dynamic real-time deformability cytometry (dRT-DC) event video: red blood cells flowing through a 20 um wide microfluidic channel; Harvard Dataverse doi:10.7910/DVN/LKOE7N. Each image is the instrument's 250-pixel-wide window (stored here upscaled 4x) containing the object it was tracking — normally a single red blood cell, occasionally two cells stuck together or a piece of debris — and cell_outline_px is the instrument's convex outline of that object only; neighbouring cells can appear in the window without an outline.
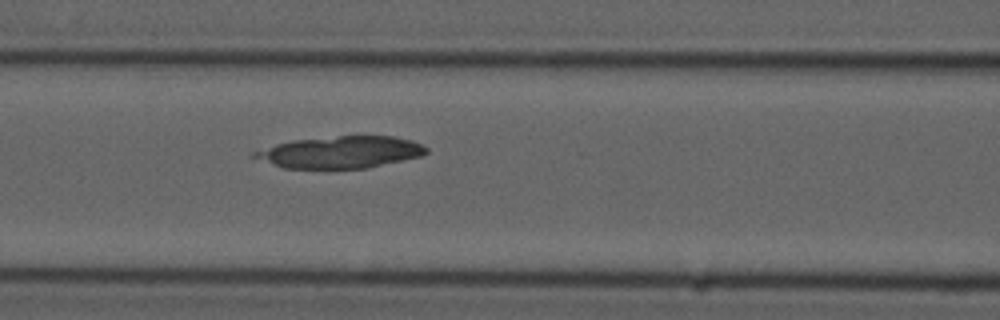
{"species": "common noctule bat (a hibernating species)", "species_latin": "Nyctalus noctula", "temperature_condition": "cold", "stored_images_in_passage": 39, "camera_frame_rate_fps": 3000, "um_per_image_px": 0.085, "animal": {"sex": "male", "forearm_length_mm": 52.5}, "frame": {"image": 1, "passage_image": 17, "time_ms": 5.333, "image_size_px": [1000, 320], "cell_outline_px": [[428, 152], [420, 156], [404, 160], [368, 168], [284, 168], [252, 156], [252, 152], [276, 144], [292, 140], [340, 136], [392, 136], [412, 140], [428, 148]], "centroid_in_image_um": [28.98, 12.93], "position_along_channel_um": 137.6, "area_um2": 31.62}}
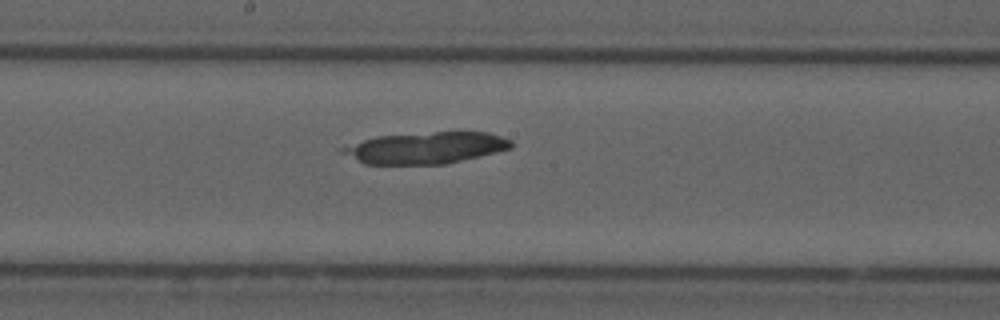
{"frame": {"image": 2, "passage_image": 23, "time_ms": 7.333, "image_size_px": [1000, 320], "cell_outline_px": [[512, 148], [496, 152], [444, 164], [364, 164], [340, 152], [340, 148], [376, 136], [432, 132], [488, 132], [512, 140]], "centroid_in_image_um": [36.19, 12.56], "position_along_channel_um": 212.0, "area_um2": 30.75}}
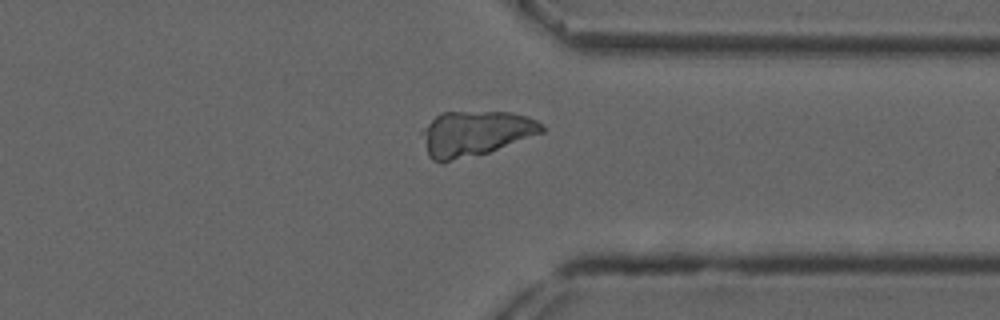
{"frame": {"image": 3, "passage_image": 36, "time_ms": 11.667, "image_size_px": [1000, 320], "cell_outline_px": [[544, 132], [488, 152], [448, 160], [432, 160], [428, 156], [420, 132], [436, 116], [444, 112], [512, 112], [536, 120], [544, 124]], "centroid_in_image_um": [40.41, 11.31], "position_along_channel_um": 371.0, "area_um2": 30.81}}